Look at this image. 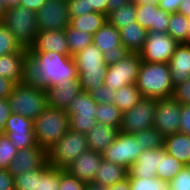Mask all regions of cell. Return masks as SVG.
<instances>
[{"label": "cell", "mask_w": 190, "mask_h": 190, "mask_svg": "<svg viewBox=\"0 0 190 190\" xmlns=\"http://www.w3.org/2000/svg\"><path fill=\"white\" fill-rule=\"evenodd\" d=\"M70 80H79L73 57L57 52H27L22 84L47 89Z\"/></svg>", "instance_id": "6da1fadb"}, {"label": "cell", "mask_w": 190, "mask_h": 190, "mask_svg": "<svg viewBox=\"0 0 190 190\" xmlns=\"http://www.w3.org/2000/svg\"><path fill=\"white\" fill-rule=\"evenodd\" d=\"M135 85L143 97L171 98L174 85L169 63L142 61Z\"/></svg>", "instance_id": "7a4b0ae2"}, {"label": "cell", "mask_w": 190, "mask_h": 190, "mask_svg": "<svg viewBox=\"0 0 190 190\" xmlns=\"http://www.w3.org/2000/svg\"><path fill=\"white\" fill-rule=\"evenodd\" d=\"M103 52L94 44L73 55L82 91L90 93L104 85L107 64Z\"/></svg>", "instance_id": "3957f363"}, {"label": "cell", "mask_w": 190, "mask_h": 190, "mask_svg": "<svg viewBox=\"0 0 190 190\" xmlns=\"http://www.w3.org/2000/svg\"><path fill=\"white\" fill-rule=\"evenodd\" d=\"M36 143L48 151L70 129L69 115L65 109L48 106L34 121Z\"/></svg>", "instance_id": "277c9868"}, {"label": "cell", "mask_w": 190, "mask_h": 190, "mask_svg": "<svg viewBox=\"0 0 190 190\" xmlns=\"http://www.w3.org/2000/svg\"><path fill=\"white\" fill-rule=\"evenodd\" d=\"M7 101L12 113L33 121L48 107L46 89L22 83L15 84Z\"/></svg>", "instance_id": "5b68a950"}, {"label": "cell", "mask_w": 190, "mask_h": 190, "mask_svg": "<svg viewBox=\"0 0 190 190\" xmlns=\"http://www.w3.org/2000/svg\"><path fill=\"white\" fill-rule=\"evenodd\" d=\"M0 21L15 35L18 43L29 49L38 33L36 12L21 5L7 8Z\"/></svg>", "instance_id": "8992f818"}, {"label": "cell", "mask_w": 190, "mask_h": 190, "mask_svg": "<svg viewBox=\"0 0 190 190\" xmlns=\"http://www.w3.org/2000/svg\"><path fill=\"white\" fill-rule=\"evenodd\" d=\"M86 135L69 129L65 135L48 151L49 165L65 169L78 156L87 151Z\"/></svg>", "instance_id": "52a82bcc"}, {"label": "cell", "mask_w": 190, "mask_h": 190, "mask_svg": "<svg viewBox=\"0 0 190 190\" xmlns=\"http://www.w3.org/2000/svg\"><path fill=\"white\" fill-rule=\"evenodd\" d=\"M96 110L97 103L92 96L88 92L81 91L65 109L69 115L70 129L86 134L97 123Z\"/></svg>", "instance_id": "ba28073f"}, {"label": "cell", "mask_w": 190, "mask_h": 190, "mask_svg": "<svg viewBox=\"0 0 190 190\" xmlns=\"http://www.w3.org/2000/svg\"><path fill=\"white\" fill-rule=\"evenodd\" d=\"M145 150H147L146 147H142L134 134L119 131L114 142L102 152V157L129 170Z\"/></svg>", "instance_id": "9c48e42d"}, {"label": "cell", "mask_w": 190, "mask_h": 190, "mask_svg": "<svg viewBox=\"0 0 190 190\" xmlns=\"http://www.w3.org/2000/svg\"><path fill=\"white\" fill-rule=\"evenodd\" d=\"M142 63L140 53L128 54L119 62L107 66L104 85L114 91L129 84H135Z\"/></svg>", "instance_id": "30bf717a"}, {"label": "cell", "mask_w": 190, "mask_h": 190, "mask_svg": "<svg viewBox=\"0 0 190 190\" xmlns=\"http://www.w3.org/2000/svg\"><path fill=\"white\" fill-rule=\"evenodd\" d=\"M158 100V98L143 97L136 106L123 113L119 131L135 134L152 128Z\"/></svg>", "instance_id": "8fae6325"}, {"label": "cell", "mask_w": 190, "mask_h": 190, "mask_svg": "<svg viewBox=\"0 0 190 190\" xmlns=\"http://www.w3.org/2000/svg\"><path fill=\"white\" fill-rule=\"evenodd\" d=\"M93 44L103 52L107 66L119 62L130 54V51L121 44L120 31L109 22L93 34Z\"/></svg>", "instance_id": "7c38bea8"}, {"label": "cell", "mask_w": 190, "mask_h": 190, "mask_svg": "<svg viewBox=\"0 0 190 190\" xmlns=\"http://www.w3.org/2000/svg\"><path fill=\"white\" fill-rule=\"evenodd\" d=\"M179 43L168 33L148 31L143 49L139 52L142 61L169 63Z\"/></svg>", "instance_id": "4fadbf2b"}, {"label": "cell", "mask_w": 190, "mask_h": 190, "mask_svg": "<svg viewBox=\"0 0 190 190\" xmlns=\"http://www.w3.org/2000/svg\"><path fill=\"white\" fill-rule=\"evenodd\" d=\"M39 31L65 30L70 24L67 0H47L36 12Z\"/></svg>", "instance_id": "5bb4252c"}, {"label": "cell", "mask_w": 190, "mask_h": 190, "mask_svg": "<svg viewBox=\"0 0 190 190\" xmlns=\"http://www.w3.org/2000/svg\"><path fill=\"white\" fill-rule=\"evenodd\" d=\"M3 134L8 136L13 147L18 150L37 145L34 136L33 120L19 114L11 113L6 121Z\"/></svg>", "instance_id": "9a60e30c"}, {"label": "cell", "mask_w": 190, "mask_h": 190, "mask_svg": "<svg viewBox=\"0 0 190 190\" xmlns=\"http://www.w3.org/2000/svg\"><path fill=\"white\" fill-rule=\"evenodd\" d=\"M181 105L172 97L159 99L156 104L153 127L164 137L180 130Z\"/></svg>", "instance_id": "2e32d148"}, {"label": "cell", "mask_w": 190, "mask_h": 190, "mask_svg": "<svg viewBox=\"0 0 190 190\" xmlns=\"http://www.w3.org/2000/svg\"><path fill=\"white\" fill-rule=\"evenodd\" d=\"M47 163V151L37 144L34 147L18 150L7 170L15 177L25 171L43 168Z\"/></svg>", "instance_id": "e0dca14e"}, {"label": "cell", "mask_w": 190, "mask_h": 190, "mask_svg": "<svg viewBox=\"0 0 190 190\" xmlns=\"http://www.w3.org/2000/svg\"><path fill=\"white\" fill-rule=\"evenodd\" d=\"M102 161V153L88 149L70 163L65 170L79 180L88 183L95 179V175Z\"/></svg>", "instance_id": "ac0fdd59"}, {"label": "cell", "mask_w": 190, "mask_h": 190, "mask_svg": "<svg viewBox=\"0 0 190 190\" xmlns=\"http://www.w3.org/2000/svg\"><path fill=\"white\" fill-rule=\"evenodd\" d=\"M137 22L147 31L167 33L170 13L158 5H136Z\"/></svg>", "instance_id": "d6986e66"}, {"label": "cell", "mask_w": 190, "mask_h": 190, "mask_svg": "<svg viewBox=\"0 0 190 190\" xmlns=\"http://www.w3.org/2000/svg\"><path fill=\"white\" fill-rule=\"evenodd\" d=\"M28 52H57L70 55L65 30L38 31L36 39Z\"/></svg>", "instance_id": "ffe728a7"}, {"label": "cell", "mask_w": 190, "mask_h": 190, "mask_svg": "<svg viewBox=\"0 0 190 190\" xmlns=\"http://www.w3.org/2000/svg\"><path fill=\"white\" fill-rule=\"evenodd\" d=\"M82 91L79 80L58 83L46 89L48 106L66 109L73 98Z\"/></svg>", "instance_id": "44dd1931"}, {"label": "cell", "mask_w": 190, "mask_h": 190, "mask_svg": "<svg viewBox=\"0 0 190 190\" xmlns=\"http://www.w3.org/2000/svg\"><path fill=\"white\" fill-rule=\"evenodd\" d=\"M174 86L190 78V45L179 43L169 61Z\"/></svg>", "instance_id": "7402d4cb"}, {"label": "cell", "mask_w": 190, "mask_h": 190, "mask_svg": "<svg viewBox=\"0 0 190 190\" xmlns=\"http://www.w3.org/2000/svg\"><path fill=\"white\" fill-rule=\"evenodd\" d=\"M160 163V148L143 151L128 170L127 178H155Z\"/></svg>", "instance_id": "603a6c76"}, {"label": "cell", "mask_w": 190, "mask_h": 190, "mask_svg": "<svg viewBox=\"0 0 190 190\" xmlns=\"http://www.w3.org/2000/svg\"><path fill=\"white\" fill-rule=\"evenodd\" d=\"M118 133V128L107 124L96 123V125L85 134L88 148L102 153L114 142Z\"/></svg>", "instance_id": "cb8c5ba5"}, {"label": "cell", "mask_w": 190, "mask_h": 190, "mask_svg": "<svg viewBox=\"0 0 190 190\" xmlns=\"http://www.w3.org/2000/svg\"><path fill=\"white\" fill-rule=\"evenodd\" d=\"M28 49L23 48L19 52L0 56V77L7 78L19 84L22 82L24 56Z\"/></svg>", "instance_id": "d4e9b609"}, {"label": "cell", "mask_w": 190, "mask_h": 190, "mask_svg": "<svg viewBox=\"0 0 190 190\" xmlns=\"http://www.w3.org/2000/svg\"><path fill=\"white\" fill-rule=\"evenodd\" d=\"M165 151L185 164H190V135L175 133L164 137Z\"/></svg>", "instance_id": "484cf974"}, {"label": "cell", "mask_w": 190, "mask_h": 190, "mask_svg": "<svg viewBox=\"0 0 190 190\" xmlns=\"http://www.w3.org/2000/svg\"><path fill=\"white\" fill-rule=\"evenodd\" d=\"M119 31L121 44L131 53H139L143 49L148 31L137 21L132 22L129 25H123Z\"/></svg>", "instance_id": "4316f807"}, {"label": "cell", "mask_w": 190, "mask_h": 190, "mask_svg": "<svg viewBox=\"0 0 190 190\" xmlns=\"http://www.w3.org/2000/svg\"><path fill=\"white\" fill-rule=\"evenodd\" d=\"M128 172V169L124 166L103 159L93 182L104 186H112L127 179Z\"/></svg>", "instance_id": "83f0119b"}, {"label": "cell", "mask_w": 190, "mask_h": 190, "mask_svg": "<svg viewBox=\"0 0 190 190\" xmlns=\"http://www.w3.org/2000/svg\"><path fill=\"white\" fill-rule=\"evenodd\" d=\"M142 98L143 96L137 86L135 84H129L115 91L113 104L122 113H125L136 106Z\"/></svg>", "instance_id": "f1b7e54d"}, {"label": "cell", "mask_w": 190, "mask_h": 190, "mask_svg": "<svg viewBox=\"0 0 190 190\" xmlns=\"http://www.w3.org/2000/svg\"><path fill=\"white\" fill-rule=\"evenodd\" d=\"M185 167V164L169 155L164 147L160 148V163L156 175L159 179L168 183Z\"/></svg>", "instance_id": "f546056e"}, {"label": "cell", "mask_w": 190, "mask_h": 190, "mask_svg": "<svg viewBox=\"0 0 190 190\" xmlns=\"http://www.w3.org/2000/svg\"><path fill=\"white\" fill-rule=\"evenodd\" d=\"M107 22V15L91 12L81 16L72 17L70 24L78 30L95 34Z\"/></svg>", "instance_id": "4dcf8cb0"}, {"label": "cell", "mask_w": 190, "mask_h": 190, "mask_svg": "<svg viewBox=\"0 0 190 190\" xmlns=\"http://www.w3.org/2000/svg\"><path fill=\"white\" fill-rule=\"evenodd\" d=\"M70 56L80 52L86 46L93 44V35L74 28L71 24L65 29Z\"/></svg>", "instance_id": "1f68e13d"}, {"label": "cell", "mask_w": 190, "mask_h": 190, "mask_svg": "<svg viewBox=\"0 0 190 190\" xmlns=\"http://www.w3.org/2000/svg\"><path fill=\"white\" fill-rule=\"evenodd\" d=\"M137 20L136 5L133 2L123 7L110 11L107 14V22L116 27L118 30L123 25H129Z\"/></svg>", "instance_id": "d6a6232c"}, {"label": "cell", "mask_w": 190, "mask_h": 190, "mask_svg": "<svg viewBox=\"0 0 190 190\" xmlns=\"http://www.w3.org/2000/svg\"><path fill=\"white\" fill-rule=\"evenodd\" d=\"M189 31V18L182 13H170L167 33L178 43H186Z\"/></svg>", "instance_id": "836d02e7"}, {"label": "cell", "mask_w": 190, "mask_h": 190, "mask_svg": "<svg viewBox=\"0 0 190 190\" xmlns=\"http://www.w3.org/2000/svg\"><path fill=\"white\" fill-rule=\"evenodd\" d=\"M123 113L114 104H97L96 121L120 129Z\"/></svg>", "instance_id": "e575fe53"}, {"label": "cell", "mask_w": 190, "mask_h": 190, "mask_svg": "<svg viewBox=\"0 0 190 190\" xmlns=\"http://www.w3.org/2000/svg\"><path fill=\"white\" fill-rule=\"evenodd\" d=\"M47 163L43 168L25 171L14 177L15 190H36L37 178L49 167Z\"/></svg>", "instance_id": "d590c367"}, {"label": "cell", "mask_w": 190, "mask_h": 190, "mask_svg": "<svg viewBox=\"0 0 190 190\" xmlns=\"http://www.w3.org/2000/svg\"><path fill=\"white\" fill-rule=\"evenodd\" d=\"M23 47L15 35L0 21V56L19 52Z\"/></svg>", "instance_id": "8d00e7d4"}, {"label": "cell", "mask_w": 190, "mask_h": 190, "mask_svg": "<svg viewBox=\"0 0 190 190\" xmlns=\"http://www.w3.org/2000/svg\"><path fill=\"white\" fill-rule=\"evenodd\" d=\"M60 169L49 166L39 178H37L36 190H59Z\"/></svg>", "instance_id": "74e56055"}, {"label": "cell", "mask_w": 190, "mask_h": 190, "mask_svg": "<svg viewBox=\"0 0 190 190\" xmlns=\"http://www.w3.org/2000/svg\"><path fill=\"white\" fill-rule=\"evenodd\" d=\"M134 137L148 150L164 147V136L155 127L135 133Z\"/></svg>", "instance_id": "f35d334b"}, {"label": "cell", "mask_w": 190, "mask_h": 190, "mask_svg": "<svg viewBox=\"0 0 190 190\" xmlns=\"http://www.w3.org/2000/svg\"><path fill=\"white\" fill-rule=\"evenodd\" d=\"M130 183V190H167L169 183L155 178H128Z\"/></svg>", "instance_id": "ab89813d"}, {"label": "cell", "mask_w": 190, "mask_h": 190, "mask_svg": "<svg viewBox=\"0 0 190 190\" xmlns=\"http://www.w3.org/2000/svg\"><path fill=\"white\" fill-rule=\"evenodd\" d=\"M17 153L18 149L13 147L8 136L0 133V169H7Z\"/></svg>", "instance_id": "60d3db41"}, {"label": "cell", "mask_w": 190, "mask_h": 190, "mask_svg": "<svg viewBox=\"0 0 190 190\" xmlns=\"http://www.w3.org/2000/svg\"><path fill=\"white\" fill-rule=\"evenodd\" d=\"M59 190H86V183L71 175L65 169H60Z\"/></svg>", "instance_id": "b9f144b4"}, {"label": "cell", "mask_w": 190, "mask_h": 190, "mask_svg": "<svg viewBox=\"0 0 190 190\" xmlns=\"http://www.w3.org/2000/svg\"><path fill=\"white\" fill-rule=\"evenodd\" d=\"M172 98L180 105H190V78L174 86Z\"/></svg>", "instance_id": "7bdbcfd3"}, {"label": "cell", "mask_w": 190, "mask_h": 190, "mask_svg": "<svg viewBox=\"0 0 190 190\" xmlns=\"http://www.w3.org/2000/svg\"><path fill=\"white\" fill-rule=\"evenodd\" d=\"M172 190H190V171L185 166L170 182Z\"/></svg>", "instance_id": "ee69618b"}, {"label": "cell", "mask_w": 190, "mask_h": 190, "mask_svg": "<svg viewBox=\"0 0 190 190\" xmlns=\"http://www.w3.org/2000/svg\"><path fill=\"white\" fill-rule=\"evenodd\" d=\"M89 94L97 104H113L115 91L113 89H109L106 85H103L95 88Z\"/></svg>", "instance_id": "f6af8a7d"}, {"label": "cell", "mask_w": 190, "mask_h": 190, "mask_svg": "<svg viewBox=\"0 0 190 190\" xmlns=\"http://www.w3.org/2000/svg\"><path fill=\"white\" fill-rule=\"evenodd\" d=\"M70 19L91 13L89 0H67Z\"/></svg>", "instance_id": "bcb514c9"}, {"label": "cell", "mask_w": 190, "mask_h": 190, "mask_svg": "<svg viewBox=\"0 0 190 190\" xmlns=\"http://www.w3.org/2000/svg\"><path fill=\"white\" fill-rule=\"evenodd\" d=\"M180 133L190 135V105H181Z\"/></svg>", "instance_id": "7dc6e473"}, {"label": "cell", "mask_w": 190, "mask_h": 190, "mask_svg": "<svg viewBox=\"0 0 190 190\" xmlns=\"http://www.w3.org/2000/svg\"><path fill=\"white\" fill-rule=\"evenodd\" d=\"M0 190H15L14 176L7 169H0Z\"/></svg>", "instance_id": "c3c4849f"}, {"label": "cell", "mask_w": 190, "mask_h": 190, "mask_svg": "<svg viewBox=\"0 0 190 190\" xmlns=\"http://www.w3.org/2000/svg\"><path fill=\"white\" fill-rule=\"evenodd\" d=\"M11 113L7 99L0 98V133H3L6 121Z\"/></svg>", "instance_id": "681fc988"}, {"label": "cell", "mask_w": 190, "mask_h": 190, "mask_svg": "<svg viewBox=\"0 0 190 190\" xmlns=\"http://www.w3.org/2000/svg\"><path fill=\"white\" fill-rule=\"evenodd\" d=\"M183 0H159L158 6L169 13L178 12L180 3Z\"/></svg>", "instance_id": "f907efd6"}, {"label": "cell", "mask_w": 190, "mask_h": 190, "mask_svg": "<svg viewBox=\"0 0 190 190\" xmlns=\"http://www.w3.org/2000/svg\"><path fill=\"white\" fill-rule=\"evenodd\" d=\"M15 83L11 80L0 77V98H8L11 94Z\"/></svg>", "instance_id": "816d5d0a"}, {"label": "cell", "mask_w": 190, "mask_h": 190, "mask_svg": "<svg viewBox=\"0 0 190 190\" xmlns=\"http://www.w3.org/2000/svg\"><path fill=\"white\" fill-rule=\"evenodd\" d=\"M108 1L109 0H89L90 10L104 15L108 14Z\"/></svg>", "instance_id": "f5cc1de1"}, {"label": "cell", "mask_w": 190, "mask_h": 190, "mask_svg": "<svg viewBox=\"0 0 190 190\" xmlns=\"http://www.w3.org/2000/svg\"><path fill=\"white\" fill-rule=\"evenodd\" d=\"M46 1L47 0H21L19 5L37 12L44 6Z\"/></svg>", "instance_id": "db71d44e"}, {"label": "cell", "mask_w": 190, "mask_h": 190, "mask_svg": "<svg viewBox=\"0 0 190 190\" xmlns=\"http://www.w3.org/2000/svg\"><path fill=\"white\" fill-rule=\"evenodd\" d=\"M131 0H109L108 1V13L110 11L119 9L126 4H129Z\"/></svg>", "instance_id": "11a10c76"}, {"label": "cell", "mask_w": 190, "mask_h": 190, "mask_svg": "<svg viewBox=\"0 0 190 190\" xmlns=\"http://www.w3.org/2000/svg\"><path fill=\"white\" fill-rule=\"evenodd\" d=\"M178 12L190 18V0H183L180 3Z\"/></svg>", "instance_id": "9f6ffc18"}, {"label": "cell", "mask_w": 190, "mask_h": 190, "mask_svg": "<svg viewBox=\"0 0 190 190\" xmlns=\"http://www.w3.org/2000/svg\"><path fill=\"white\" fill-rule=\"evenodd\" d=\"M111 190H130L129 179L127 178L121 182L113 184Z\"/></svg>", "instance_id": "6f0895ef"}, {"label": "cell", "mask_w": 190, "mask_h": 190, "mask_svg": "<svg viewBox=\"0 0 190 190\" xmlns=\"http://www.w3.org/2000/svg\"><path fill=\"white\" fill-rule=\"evenodd\" d=\"M86 190H111V186L100 185L92 181L86 183Z\"/></svg>", "instance_id": "680465c9"}, {"label": "cell", "mask_w": 190, "mask_h": 190, "mask_svg": "<svg viewBox=\"0 0 190 190\" xmlns=\"http://www.w3.org/2000/svg\"><path fill=\"white\" fill-rule=\"evenodd\" d=\"M159 0H131L135 5H158Z\"/></svg>", "instance_id": "91938a15"}, {"label": "cell", "mask_w": 190, "mask_h": 190, "mask_svg": "<svg viewBox=\"0 0 190 190\" xmlns=\"http://www.w3.org/2000/svg\"><path fill=\"white\" fill-rule=\"evenodd\" d=\"M7 8L18 6L21 0H3Z\"/></svg>", "instance_id": "94428289"}, {"label": "cell", "mask_w": 190, "mask_h": 190, "mask_svg": "<svg viewBox=\"0 0 190 190\" xmlns=\"http://www.w3.org/2000/svg\"><path fill=\"white\" fill-rule=\"evenodd\" d=\"M6 10V6L3 0H0V19L4 15V12Z\"/></svg>", "instance_id": "6125c7cd"}, {"label": "cell", "mask_w": 190, "mask_h": 190, "mask_svg": "<svg viewBox=\"0 0 190 190\" xmlns=\"http://www.w3.org/2000/svg\"><path fill=\"white\" fill-rule=\"evenodd\" d=\"M186 43L190 45V18H189V31H188V37H187Z\"/></svg>", "instance_id": "be15d7a7"}]
</instances>
